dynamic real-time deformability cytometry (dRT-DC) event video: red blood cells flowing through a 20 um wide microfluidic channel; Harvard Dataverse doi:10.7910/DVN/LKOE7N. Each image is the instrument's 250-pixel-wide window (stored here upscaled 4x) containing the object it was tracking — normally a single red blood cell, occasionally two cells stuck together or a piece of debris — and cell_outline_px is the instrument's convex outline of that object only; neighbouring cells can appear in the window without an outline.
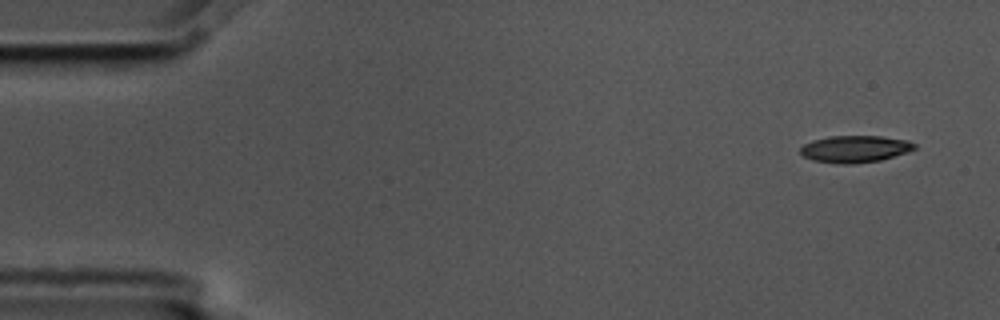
{"species": "common noctule bat (a hibernating species)", "species_latin": "Nyctalus noctula", "temperature_condition": "cold", "stored_images_in_passage": 5, "segment_of_instrument_passage": [1, 2], "camera_frame_rate_fps": 3000, "um_per_image_px": 0.085, "animal": {"sex": "male", "body_mass_g": 17.5, "forearm_length_mm": 52.3}, "frame": {"image": 1, "passage_image": 1, "time_ms": 0.0, "image_size_px": [1000, 320], "cell_outline_px": [[916, 148], [908, 152], [880, 160], [852, 164], [840, 164], [812, 160], [804, 156], [800, 152], [800, 148], [804, 144], [812, 140], [832, 136], [880, 136], [908, 140], [916, 144]], "centroid_in_image_um": [72.68, 12.66], "position_along_channel_um": 12.3, "area_um2": 17.92}}
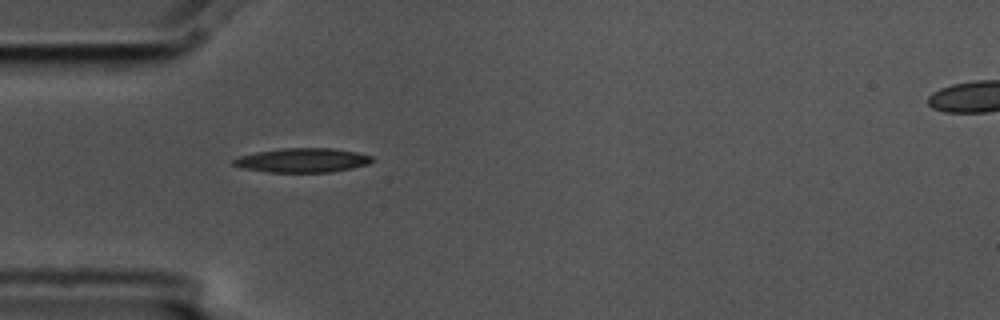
{"frame": {"image": 2, "passage_image": 4, "time_ms": 1.0, "image_size_px": [1000, 320], "cell_outline_px": [[376, 160], [368, 164], [352, 168], [332, 172], [268, 172], [244, 168], [232, 164], [228, 160], [240, 156], [256, 152], [280, 148], [332, 148], [356, 152], [372, 156]], "centroid_in_image_um": [25.7, 13.62], "position_along_channel_um": 59.3, "area_um2": 19.71}}